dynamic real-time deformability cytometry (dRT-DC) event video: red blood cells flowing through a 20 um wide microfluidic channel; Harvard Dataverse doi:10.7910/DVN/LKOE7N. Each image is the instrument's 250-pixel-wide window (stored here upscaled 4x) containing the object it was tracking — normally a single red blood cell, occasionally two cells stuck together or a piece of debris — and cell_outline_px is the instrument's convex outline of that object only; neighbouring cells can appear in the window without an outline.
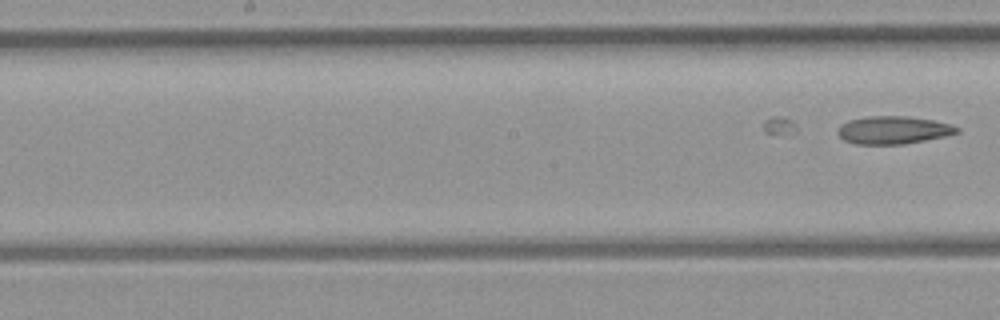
{"species": "common noctule bat (a hibernating species)", "species_latin": "Nyctalus noctula", "temperature_condition": "room temperature", "stored_images_in_passage": 8, "segment_of_instrument_passage": [2, 2], "camera_frame_rate_fps": 3000, "um_per_image_px": 0.085, "animal": {"sex": "female", "body_mass_g": 21.9}, "frame": {"image": 1, "passage_image": 8, "time_ms": 2.333, "image_size_px": [1000, 320], "cell_outline_px": [[960, 132], [944, 136], [904, 144], [856, 144], [844, 140], [836, 132], [840, 124], [848, 120], [868, 116], [908, 116], [932, 120], [948, 124], [960, 128]], "centroid_in_image_um": [75.89, 11.05], "position_along_channel_um": 172.3, "area_um2": 19.25}}